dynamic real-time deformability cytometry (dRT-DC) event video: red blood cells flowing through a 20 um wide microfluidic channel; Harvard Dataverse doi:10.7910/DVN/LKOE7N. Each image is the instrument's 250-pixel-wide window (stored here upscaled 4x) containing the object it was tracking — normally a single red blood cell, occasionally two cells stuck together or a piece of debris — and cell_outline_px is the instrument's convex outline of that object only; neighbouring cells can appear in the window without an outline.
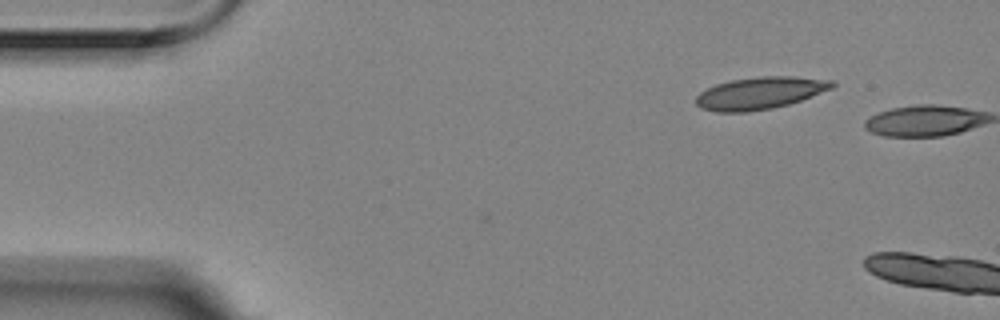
{"species": "Egyptian fruit bat (a non-hibernating species)", "species_latin": "Rousettus aegyptiacus", "temperature_condition": "room temperature", "stored_images_in_passage": 2, "camera_frame_rate_fps": 3000, "um_per_image_px": 0.085, "animal": {"sex": "female"}, "frame": {"image": 1, "passage_image": 1, "time_ms": 0.0, "image_size_px": [1000, 320], "cell_outline_px": [[836, 84], [832, 88], [800, 100], [788, 104], [772, 108], [748, 112], [716, 112], [700, 108], [696, 104], [696, 96], [700, 92], [716, 84], [732, 80], [760, 76], [796, 76], [832, 80]], "centroid_in_image_um": [64.58, 7.91], "position_along_channel_um": 20.4, "area_um2": 25.49}}